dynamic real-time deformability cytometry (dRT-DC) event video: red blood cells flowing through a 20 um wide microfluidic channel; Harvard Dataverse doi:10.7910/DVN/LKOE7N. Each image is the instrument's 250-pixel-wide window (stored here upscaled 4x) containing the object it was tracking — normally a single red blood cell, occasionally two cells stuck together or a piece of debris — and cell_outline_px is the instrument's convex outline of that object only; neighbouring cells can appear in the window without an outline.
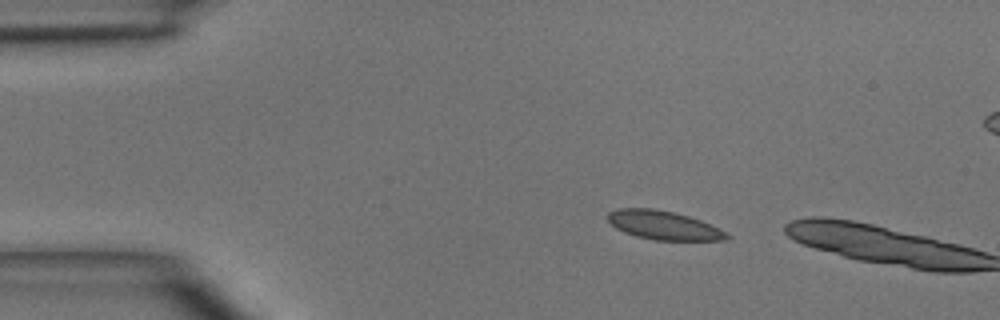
{"species": "common noctule bat (a hibernating species)", "species_latin": "Nyctalus noctula", "temperature_condition": "room temperature", "stored_images_in_passage": 3, "camera_frame_rate_fps": 3000, "um_per_image_px": 0.085, "animal": {"sex": "male", "body_mass_g": 15.6}, "frame": {"image": 1, "passage_image": 2, "time_ms": 1.0, "image_size_px": [1000, 320], "cell_outline_px": [[732, 236], [728, 240], [656, 240], [636, 236], [624, 232], [616, 228], [608, 220], [608, 212], [620, 208], [652, 208], [672, 212], [688, 216], [700, 220]], "centroid_in_image_um": [56.38, 19.15], "position_along_channel_um": 28.6, "area_um2": 19.65}}